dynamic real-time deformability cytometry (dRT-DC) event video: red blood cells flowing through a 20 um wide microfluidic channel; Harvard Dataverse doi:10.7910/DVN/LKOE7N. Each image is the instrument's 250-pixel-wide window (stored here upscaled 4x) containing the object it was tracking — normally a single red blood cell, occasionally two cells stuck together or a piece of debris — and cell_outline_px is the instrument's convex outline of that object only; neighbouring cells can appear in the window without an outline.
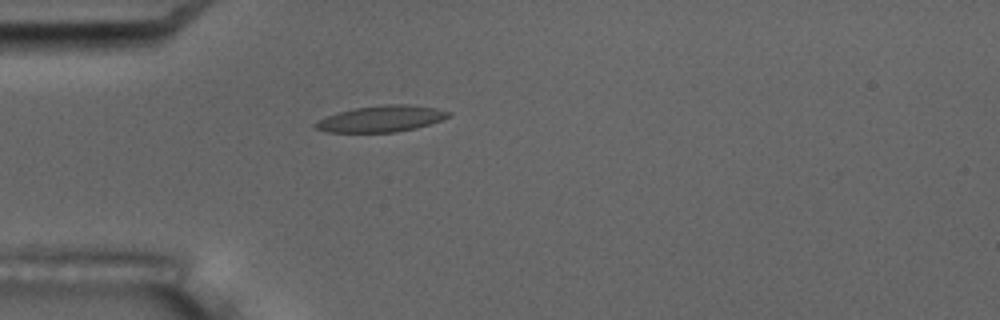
{"species": "common noctule bat (a hibernating species)", "species_latin": "Nyctalus noctula", "temperature_condition": "room temperature", "stored_images_in_passage": 4, "camera_frame_rate_fps": 3000, "um_per_image_px": 0.085, "animal": {"sex": "male", "body_mass_g": 17.5, "forearm_length_mm": 52.3}, "frame": {"image": 1, "passage_image": 4, "time_ms": 3.333, "image_size_px": [1000, 320], "cell_outline_px": [[452, 112], [448, 116], [440, 120], [416, 128], [396, 132], [328, 132], [316, 128], [312, 124], [316, 120], [340, 112], [356, 108], [384, 104], [404, 104], [436, 108]], "centroid_in_image_um": [32.39, 10.1], "position_along_channel_um": 52.6, "area_um2": 20.11}}